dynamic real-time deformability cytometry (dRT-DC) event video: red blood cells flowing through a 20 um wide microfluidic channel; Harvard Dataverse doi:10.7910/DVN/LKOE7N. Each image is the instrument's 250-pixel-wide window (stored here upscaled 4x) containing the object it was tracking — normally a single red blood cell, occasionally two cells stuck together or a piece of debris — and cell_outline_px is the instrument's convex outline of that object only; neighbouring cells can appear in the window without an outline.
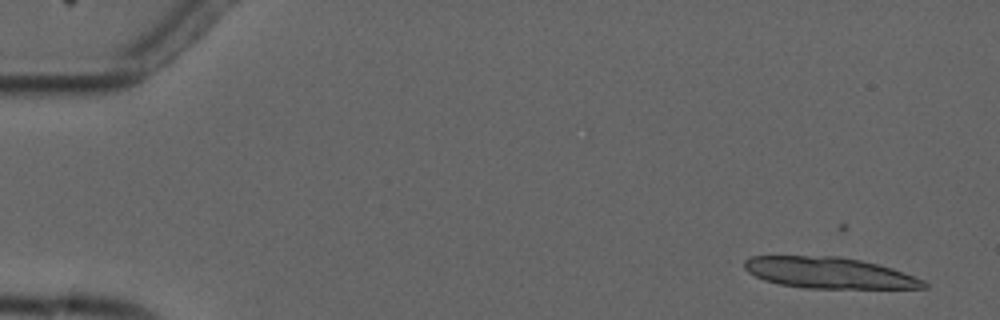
{"species": "common noctule bat (a hibernating species)", "species_latin": "Nyctalus noctula", "temperature_condition": "cold", "stored_images_in_passage": 5, "camera_frame_rate_fps": 3000, "um_per_image_px": 0.085, "animal": {"sex": "male", "forearm_length_mm": 52.5}, "frame": {"image": 1, "passage_image": 2, "time_ms": 1.0, "image_size_px": [1000, 320], "cell_outline_px": [[928, 288], [804, 288], [780, 284], [764, 280], [748, 272], [744, 268], [744, 260], [752, 256], [840, 256], [860, 260], [892, 268], [924, 280], [928, 284]], "centroid_in_image_um": [70.46, 23.19], "position_along_channel_um": 14.5, "area_um2": 32.43}}